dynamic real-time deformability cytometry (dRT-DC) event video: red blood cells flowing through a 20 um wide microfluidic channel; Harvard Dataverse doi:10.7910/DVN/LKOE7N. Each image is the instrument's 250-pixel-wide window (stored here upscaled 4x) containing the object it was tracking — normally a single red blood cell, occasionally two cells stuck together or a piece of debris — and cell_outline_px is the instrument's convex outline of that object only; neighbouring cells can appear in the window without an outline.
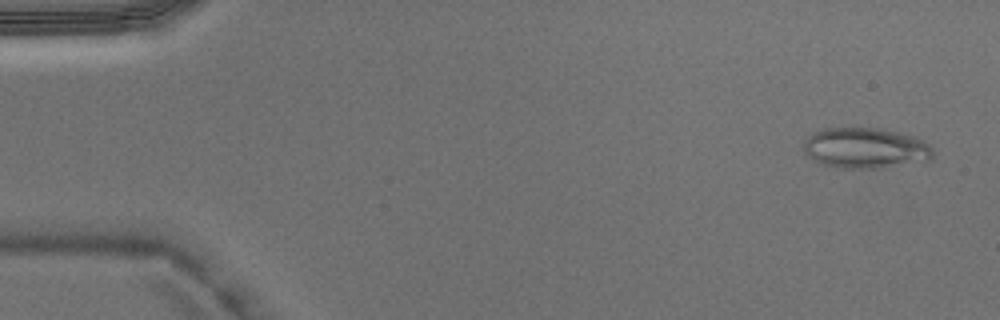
{"species": "Egyptian fruit bat (a non-hibernating species)", "species_latin": "Rousettus aegyptiacus", "temperature_condition": "warm", "stored_images_in_passage": 4, "camera_frame_rate_fps": 3000, "um_per_image_px": 0.085, "animal": {"sex": "male"}, "frame": {"image": 1, "passage_image": 1, "time_ms": 0.0, "image_size_px": [1000, 320], "cell_outline_px": [[932, 160], [880, 168], [840, 168], [824, 164], [808, 156], [804, 152], [804, 140], [808, 136], [824, 128], [852, 124], [876, 128], [896, 132], [912, 136], [928, 144], [932, 148]], "centroid_in_image_um": [73.52, 12.55], "position_along_channel_um": 11.5, "area_um2": 31.04}}